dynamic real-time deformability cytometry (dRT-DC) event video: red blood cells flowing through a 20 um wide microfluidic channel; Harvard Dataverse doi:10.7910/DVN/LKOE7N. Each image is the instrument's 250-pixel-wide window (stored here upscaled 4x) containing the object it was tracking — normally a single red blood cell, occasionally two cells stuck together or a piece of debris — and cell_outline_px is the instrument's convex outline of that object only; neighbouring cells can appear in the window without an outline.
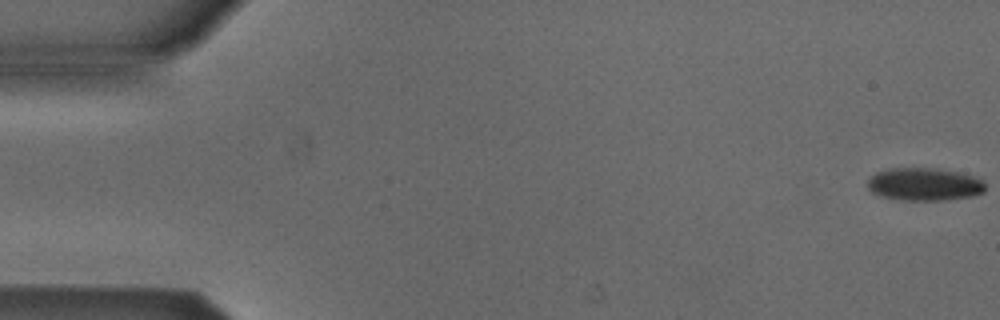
{"species": "Egyptian fruit bat (a non-hibernating species)", "species_latin": "Rousettus aegyptiacus", "temperature_condition": "cold", "stored_images_in_passage": 5, "camera_frame_rate_fps": 3000, "um_per_image_px": 0.085, "animal": {"sex": "male"}, "frame": {"image": 1, "passage_image": 1, "time_ms": 0.0, "image_size_px": [1000, 320], "cell_outline_px": [[984, 192], [972, 196], [944, 200], [900, 200], [880, 196], [872, 192], [868, 188], [868, 180], [876, 172], [888, 168], [936, 168], [956, 172], [972, 176], [984, 180]], "centroid_in_image_um": [78.55, 15.66], "position_along_channel_um": 6.5, "area_um2": 22.48}}
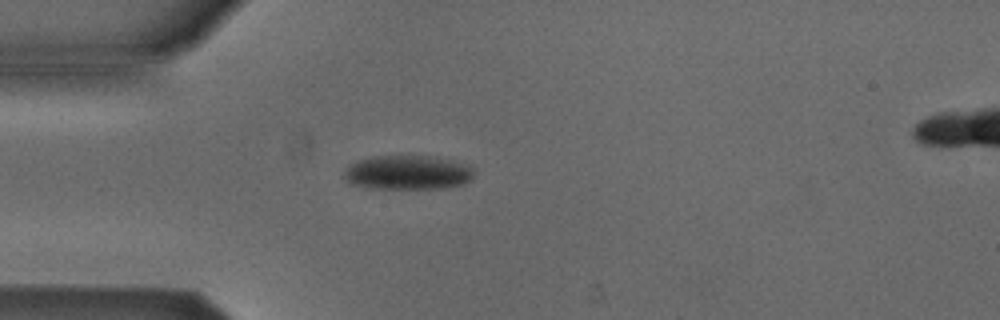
{"frame": {"image": 2, "passage_image": 5, "time_ms": 1.333, "image_size_px": [1000, 320], "cell_outline_px": [[476, 168], [472, 176], [468, 180], [460, 184], [440, 188], [368, 188], [348, 184], [344, 176], [344, 172], [348, 164], [356, 160], [372, 156], [428, 156], [452, 160], [468, 164]], "centroid_in_image_um": [34.6, 14.65], "position_along_channel_um": 50.4, "area_um2": 26.07}}